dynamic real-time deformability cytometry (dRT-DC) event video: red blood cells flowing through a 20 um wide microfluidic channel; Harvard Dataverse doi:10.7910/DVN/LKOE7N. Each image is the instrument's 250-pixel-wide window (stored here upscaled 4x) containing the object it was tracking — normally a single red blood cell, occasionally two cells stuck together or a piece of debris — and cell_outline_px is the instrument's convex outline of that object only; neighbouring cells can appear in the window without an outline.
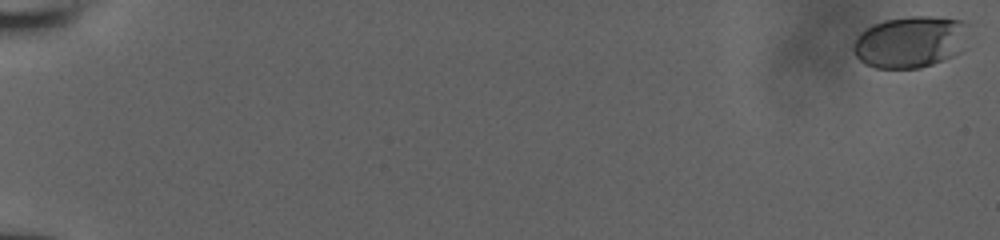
{"species": "human", "species_latin": "Homo sapiens", "temperature_condition": "room temperature", "stored_images_in_passage": 15, "camera_frame_rate_fps": 3000, "um_per_image_px": 0.085, "donor": {"sex": "male"}, "frame": {"image": 1, "passage_image": 1, "time_ms": 0.0, "image_size_px": [1000, 240], "cell_outline_px": [[968, 24], [960, 52], [944, 60], [920, 68], [876, 68], [864, 64], [856, 56], [852, 48], [852, 44], [856, 36], [860, 32], [884, 20], [912, 16], [932, 16], [964, 20]], "centroid_in_image_um": [77.34, 3.56], "position_along_channel_um": 7.7, "area_um2": 34.68}}
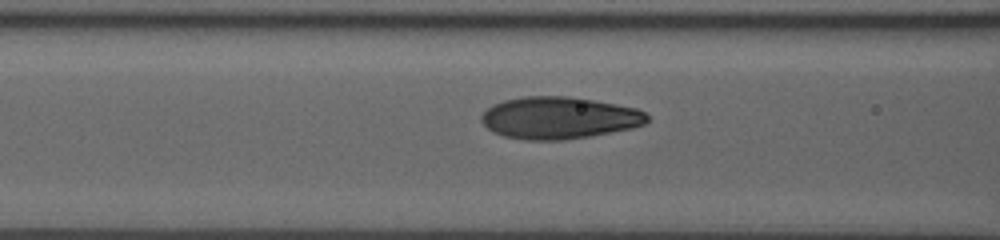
{"frame": {"image": 2, "passage_image": 13, "time_ms": 8.333, "image_size_px": [1000, 240], "cell_outline_px": [[648, 120], [644, 124], [632, 128], [588, 136], [564, 140], [524, 140], [504, 136], [492, 132], [480, 120], [480, 116], [492, 104], [504, 100], [524, 96], [568, 96], [616, 104], [636, 108], [644, 112], [648, 116]], "centroid_in_image_um": [47.48, 10.02], "position_along_channel_um": 119.1, "area_um2": 40.58}}
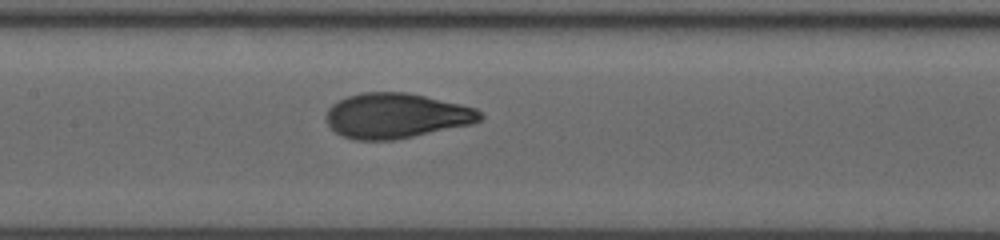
{"frame": {"image": 3, "passage_image": 15, "time_ms": 9.667, "image_size_px": [1000, 240], "cell_outline_px": [[484, 116], [480, 120], [472, 124], [392, 140], [356, 140], [344, 136], [336, 132], [328, 124], [324, 116], [328, 108], [332, 104], [348, 96], [360, 92], [408, 92], [460, 104], [476, 108]], "centroid_in_image_um": [33.66, 9.83], "position_along_channel_um": 173.7, "area_um2": 40.29}}